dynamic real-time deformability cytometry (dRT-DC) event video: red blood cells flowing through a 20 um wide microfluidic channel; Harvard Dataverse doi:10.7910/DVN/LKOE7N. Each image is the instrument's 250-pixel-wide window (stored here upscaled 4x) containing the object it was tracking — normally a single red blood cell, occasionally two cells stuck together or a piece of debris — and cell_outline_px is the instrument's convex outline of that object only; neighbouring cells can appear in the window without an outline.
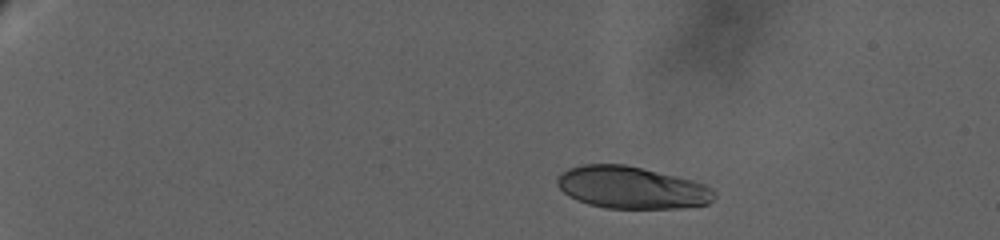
{"species": "human", "species_latin": "Homo sapiens", "temperature_condition": "warm", "stored_images_in_passage": 39, "camera_frame_rate_fps": 3000, "um_per_image_px": 0.085, "donor": {"sex": "female"}, "frame": {"image": 1, "passage_image": 1, "time_ms": 0.0, "image_size_px": [1000, 240], "cell_outline_px": [[716, 196], [708, 204], [680, 208], [604, 208], [588, 204], [576, 200], [568, 196], [556, 184], [556, 180], [560, 172], [568, 168], [584, 164], [624, 164], [676, 176], [692, 180], [704, 184], [712, 188], [716, 192]], "centroid_in_image_um": [53.67, 15.95], "position_along_channel_um": 31.3, "area_um2": 38.73}}
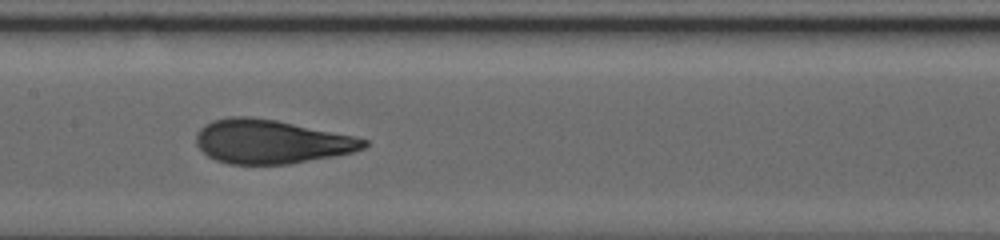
{"frame": {"image": 2, "passage_image": 23, "time_ms": 9.333, "image_size_px": [1000, 240], "cell_outline_px": [[368, 144], [364, 148], [352, 152], [332, 156], [288, 164], [228, 164], [216, 160], [208, 156], [196, 144], [196, 136], [200, 128], [204, 124], [212, 120], [228, 116], [248, 116], [276, 120], [356, 136], [368, 140]], "centroid_in_image_um": [23.02, 12.03], "position_along_channel_um": 184.4, "area_um2": 42.89}}
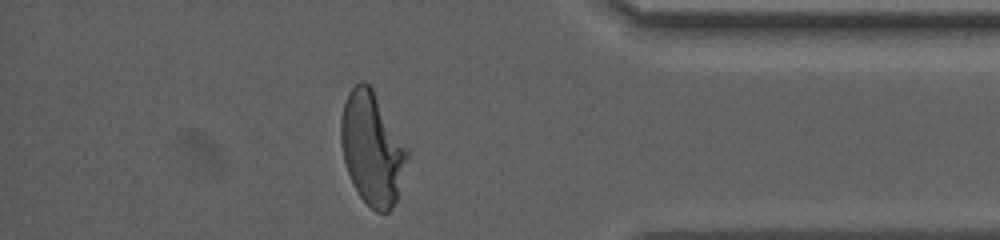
{"frame": {"image": 3, "passage_image": 38, "time_ms": 17.333, "image_size_px": [1000, 240], "cell_outline_px": [[408, 156], [396, 200], [392, 208], [388, 212], [376, 212], [360, 196], [352, 184], [344, 160], [340, 144], [340, 120], [344, 104], [348, 92], [360, 80], [364, 80], [372, 84], [408, 148]], "centroid_in_image_um": [31.62, 12.55], "position_along_channel_um": 403.6, "area_um2": 43.93}, "authors_computed_cell_mechanics": {"area_um2": 42.8298, "velocity_mm_per_s": 2.9452, "shape_relaxation_time_tau1_ms": 11.0513, "shape_relaxation_time_tau2_ms": null, "deformation_change_tau1": 0.3257, "deformation_change_tau2": null}}